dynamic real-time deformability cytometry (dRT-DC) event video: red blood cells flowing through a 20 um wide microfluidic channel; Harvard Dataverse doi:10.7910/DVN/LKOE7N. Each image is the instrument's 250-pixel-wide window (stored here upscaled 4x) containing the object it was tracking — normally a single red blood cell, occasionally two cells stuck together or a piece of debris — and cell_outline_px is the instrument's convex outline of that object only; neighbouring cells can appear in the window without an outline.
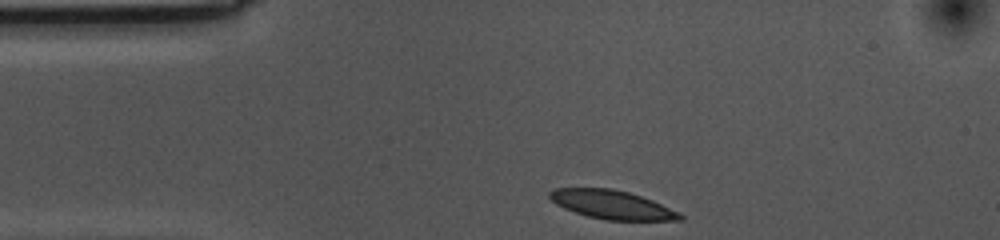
{"species": "common noctule bat (a hibernating species)", "species_latin": "Nyctalus noctula", "temperature_condition": "cold", "stored_images_in_passage": 33, "camera_frame_rate_fps": 3000, "um_per_image_px": 0.085, "animal": {"sex": "female", "body_mass_g": 10.0, "forearm_length_mm": 53.1}, "frame": {"image": 1, "passage_image": 1, "time_ms": 0.0, "image_size_px": [1000, 240], "cell_outline_px": [[684, 220], [604, 220], [588, 216], [564, 208], [556, 204], [548, 196], [548, 192], [552, 188], [612, 188], [628, 192], [652, 200], [680, 212], [684, 216]], "centroid_in_image_um": [52.02, 17.39], "position_along_channel_um": 33.0, "area_um2": 21.79}}
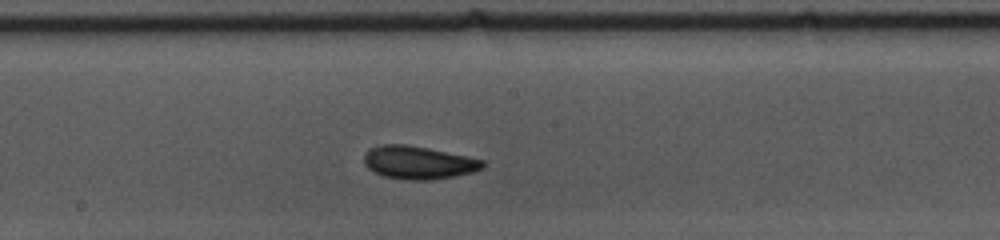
{"frame": {"image": 2, "passage_image": 19, "time_ms": 6.0, "image_size_px": [1000, 240], "cell_outline_px": [[484, 168], [472, 172], [452, 176], [428, 180], [408, 180], [384, 176], [368, 168], [364, 164], [364, 152], [368, 148], [380, 144], [404, 144], [428, 148], [468, 156], [484, 160]], "centroid_in_image_um": [35.54, 13.8], "position_along_channel_um": 212.7, "area_um2": 22.83}}
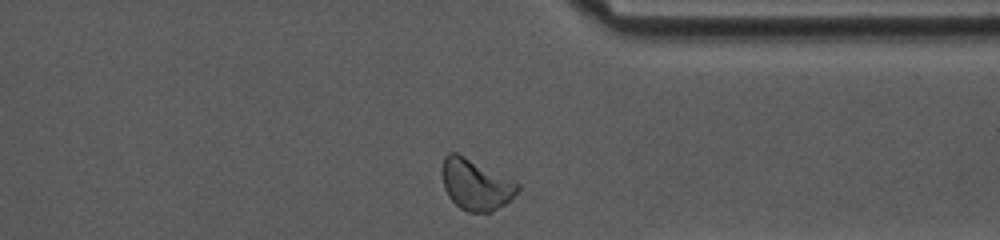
{"frame": {"image": 3, "passage_image": 33, "time_ms": 10.667, "image_size_px": [1000, 240], "cell_outline_px": [[520, 188], [504, 204], [492, 212], [468, 212], [460, 208], [448, 196], [444, 188], [444, 156], [448, 152], [456, 152], [520, 184]], "centroid_in_image_um": [40.43, 15.7], "position_along_channel_um": 371.0, "area_um2": 21.73}, "authors_computed_cell_mechanics": {"area_um2": 22.253, "velocity_mm_per_s": 3.5064, "shape_relaxation_time_tau1_ms": 2.6607, "shape_relaxation_time_tau2_ms": 2.2895, "deformation_change_tau1": 0.0886, "deformation_change_tau2": 0.0581}}